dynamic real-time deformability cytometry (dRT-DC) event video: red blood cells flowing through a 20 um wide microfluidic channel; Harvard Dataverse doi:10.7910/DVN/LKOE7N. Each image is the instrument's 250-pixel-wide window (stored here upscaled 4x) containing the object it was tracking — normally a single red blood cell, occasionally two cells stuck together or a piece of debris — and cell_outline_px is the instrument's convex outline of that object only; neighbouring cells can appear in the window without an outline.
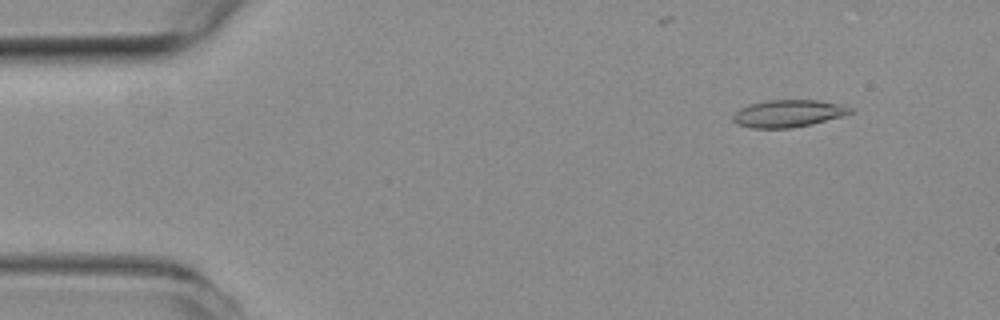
{"species": "common noctule bat (a hibernating species)", "species_latin": "Nyctalus noctula", "temperature_condition": "room temperature", "stored_images_in_passage": 51, "camera_frame_rate_fps": 3000, "um_per_image_px": 0.085, "animal": {"sex": "female", "body_mass_g": 19.3, "forearm_length_mm": 54.1}, "frame": {"image": 1, "passage_image": 2, "time_ms": 0.333, "image_size_px": [1000, 320], "cell_outline_px": [[852, 112], [840, 116], [812, 124], [788, 128], [752, 128], [736, 124], [732, 120], [732, 116], [740, 108], [748, 104], [768, 100], [820, 100], [840, 104], [852, 108]], "centroid_in_image_um": [66.95, 9.64], "position_along_channel_um": 18.0, "area_um2": 18.55}}
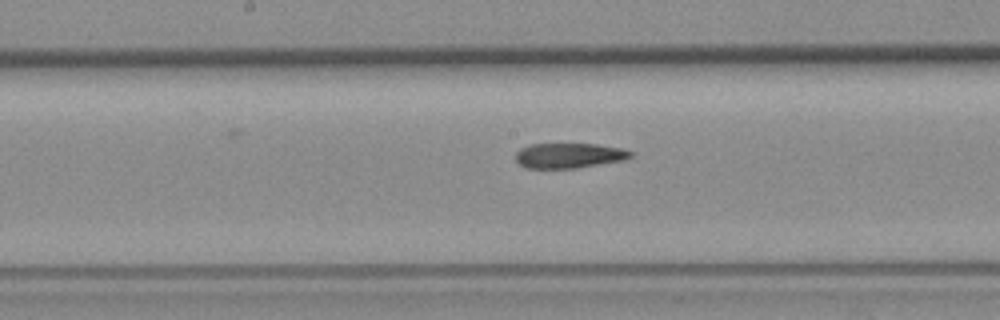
{"frame": {"image": 2, "passage_image": 24, "time_ms": 7.667, "image_size_px": [1000, 320], "cell_outline_px": [[632, 156], [624, 160], [576, 168], [524, 168], [516, 160], [516, 152], [520, 148], [528, 144], [596, 144], [620, 148], [632, 152]], "centroid_in_image_um": [48.33, 13.22], "position_along_channel_um": 199.9, "area_um2": 16.76}}
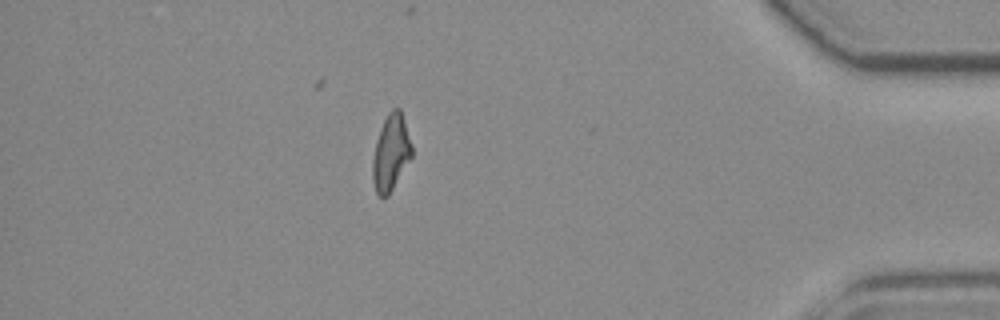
{"frame": {"image": 3, "passage_image": 44, "time_ms": 14.333, "image_size_px": [1000, 320], "cell_outline_px": [[412, 156], [388, 196], [380, 196], [376, 192], [372, 180], [372, 160], [376, 140], [380, 128], [388, 112], [392, 108], [400, 108], [412, 144]], "centroid_in_image_um": [33.21, 12.96], "position_along_channel_um": 402.0, "area_um2": 17.34}, "authors_computed_cell_mechanics": {"area_um2": 17.8602, "velocity_mm_per_s": 3.7425, "shape_relaxation_time_tau1_ms": null, "shape_relaxation_time_tau2_ms": 7.0045, "deformation_change_tau1": null, "deformation_change_tau2": 0.1895}}